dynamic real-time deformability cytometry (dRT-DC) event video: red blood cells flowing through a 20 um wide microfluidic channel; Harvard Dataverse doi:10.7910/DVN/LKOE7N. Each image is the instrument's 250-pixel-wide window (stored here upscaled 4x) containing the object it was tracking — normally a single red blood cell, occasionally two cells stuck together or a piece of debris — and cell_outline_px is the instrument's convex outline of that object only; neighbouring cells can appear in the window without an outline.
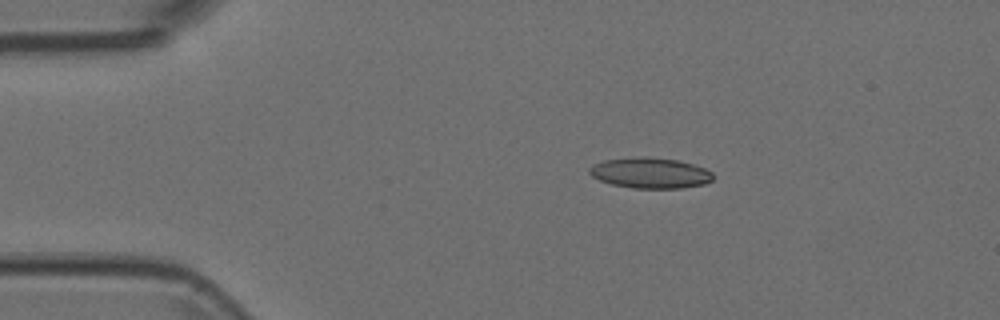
{"species": "Egyptian fruit bat (a non-hibernating species)", "species_latin": "Rousettus aegyptiacus", "temperature_condition": "room temperature", "stored_images_in_passage": 8, "camera_frame_rate_fps": 3000, "um_per_image_px": 0.085, "animal": {"sex": "female"}, "frame": {"image": 1, "passage_image": 1, "time_ms": 0.0, "image_size_px": [1000, 320], "cell_outline_px": [[712, 180], [704, 184], [680, 188], [632, 188], [612, 184], [600, 180], [592, 176], [588, 172], [588, 168], [592, 164], [604, 160], [644, 156], [676, 160], [692, 164], [704, 168], [712, 172]], "centroid_in_image_um": [55.23, 14.7], "position_along_channel_um": 29.8, "area_um2": 21.96}}